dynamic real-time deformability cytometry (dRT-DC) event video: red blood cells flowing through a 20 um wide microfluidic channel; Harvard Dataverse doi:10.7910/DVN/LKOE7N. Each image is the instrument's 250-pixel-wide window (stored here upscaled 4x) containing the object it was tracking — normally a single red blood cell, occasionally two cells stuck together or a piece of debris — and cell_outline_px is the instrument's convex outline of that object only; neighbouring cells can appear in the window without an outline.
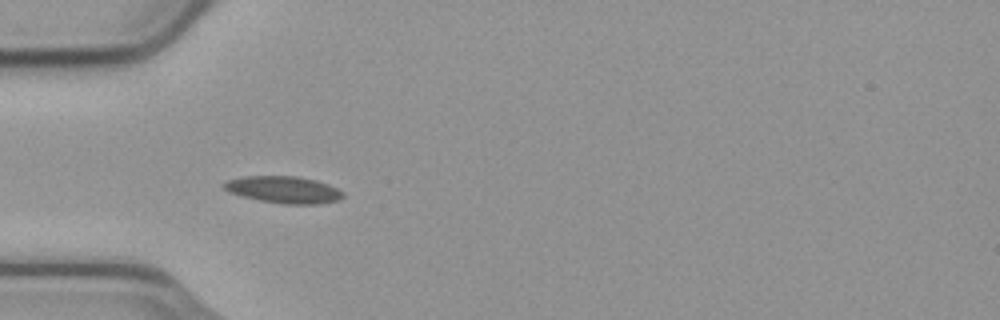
{"species": "common noctule bat (a hibernating species)", "species_latin": "Nyctalus noctula", "temperature_condition": "cold", "stored_images_in_passage": 7, "camera_frame_rate_fps": 3000, "um_per_image_px": 0.085, "animal": {"sex": "male", "body_mass_g": 23.1, "forearm_length_mm": 52.7}, "frame": {"image": 1, "passage_image": 1, "time_ms": 0.0, "image_size_px": [1000, 320], "cell_outline_px": [[344, 196], [340, 200], [320, 204], [284, 204], [260, 200], [228, 192], [220, 184], [228, 180], [244, 176], [296, 176], [316, 180], [328, 184], [344, 192]], "centroid_in_image_um": [24.13, 16.12], "position_along_channel_um": 60.9, "area_um2": 18.73}}
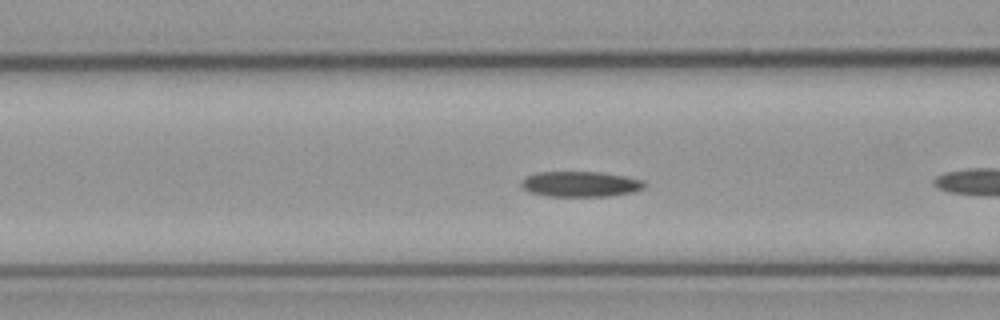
{"frame": {"image": 2, "passage_image": 3, "time_ms": 0.667, "image_size_px": [1000, 320], "cell_outline_px": [[648, 184], [644, 188], [632, 192], [608, 196], [548, 196], [528, 192], [520, 184], [520, 180], [524, 176], [536, 172], [600, 172], [624, 176], [644, 180]], "centroid_in_image_um": [49.31, 15.64], "position_along_channel_um": 117.3, "area_um2": 18.44}}
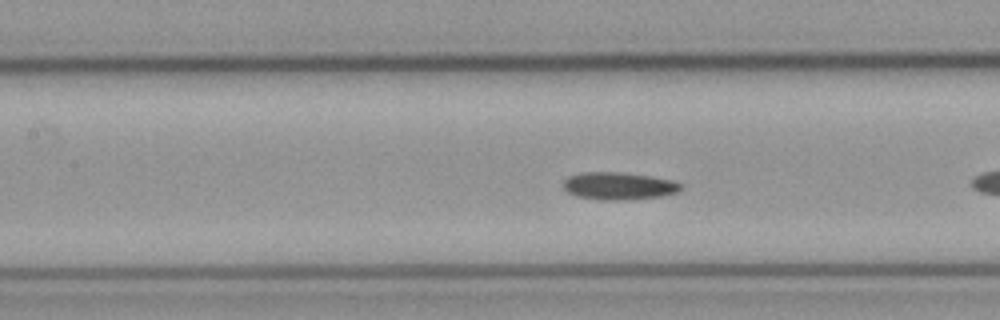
{"frame": {"image": 3, "passage_image": 6, "time_ms": 1.667, "image_size_px": [1000, 320], "cell_outline_px": [[684, 188], [680, 192], [660, 196], [624, 200], [608, 200], [576, 196], [568, 192], [564, 188], [564, 180], [568, 176], [580, 172], [620, 172], [648, 176], [672, 180], [684, 184]], "centroid_in_image_um": [52.63, 15.8], "position_along_channel_um": 154.8, "area_um2": 18.84}}